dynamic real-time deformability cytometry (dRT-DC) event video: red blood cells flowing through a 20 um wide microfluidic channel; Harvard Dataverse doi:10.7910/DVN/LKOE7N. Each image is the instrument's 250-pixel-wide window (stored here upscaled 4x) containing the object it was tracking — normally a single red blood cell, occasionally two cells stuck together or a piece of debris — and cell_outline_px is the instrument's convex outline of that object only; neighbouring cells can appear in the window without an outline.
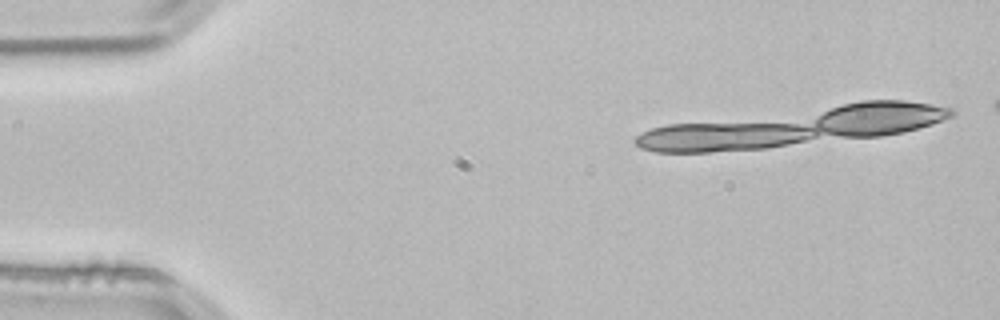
{"species": "common noctule bat (a hibernating species)", "species_latin": "Nyctalus noctula", "temperature_condition": "room temperature", "stored_images_in_passage": 3, "segment_of_instrument_passage": [2, 2], "camera_frame_rate_fps": 3000, "um_per_image_px": 0.085, "animal": {"sex": "male", "body_mass_g": 21.5, "forearm_length_mm": 52.0}, "frame": {"image": 1, "passage_image": 3, "time_ms": 0.667, "image_size_px": [1000, 320], "cell_outline_px": [[932, 120], [924, 124], [912, 128], [892, 132], [836, 132], [840, 108], [852, 104], [920, 104], [932, 108]], "centroid_in_image_um": [75.0, 9.99], "position_along_channel_um": 10.0, "area_um2": 17.22}}